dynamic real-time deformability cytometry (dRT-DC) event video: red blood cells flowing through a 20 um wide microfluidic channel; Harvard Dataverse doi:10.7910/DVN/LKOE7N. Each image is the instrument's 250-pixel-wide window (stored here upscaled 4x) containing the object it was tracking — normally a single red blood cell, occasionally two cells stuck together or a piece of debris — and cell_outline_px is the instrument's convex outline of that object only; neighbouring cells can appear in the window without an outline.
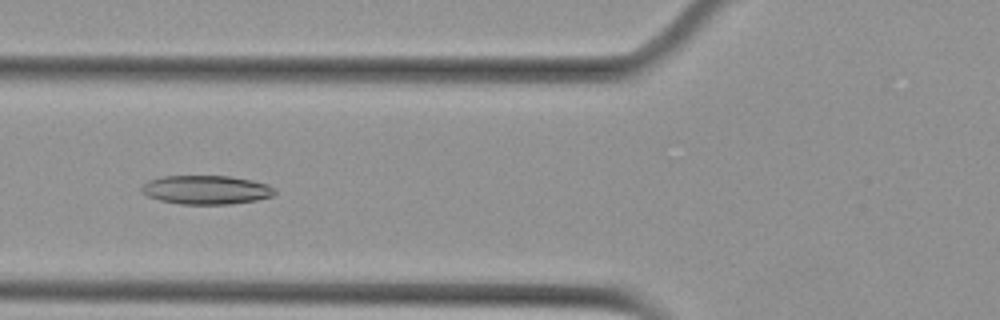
{"species": "Egyptian fruit bat (a non-hibernating species)", "species_latin": "Rousettus aegyptiacus", "temperature_condition": "cold", "stored_images_in_passage": 56, "camera_frame_rate_fps": 3000, "um_per_image_px": 0.085, "animal": {"sex": "female"}, "frame": {"image": 1, "passage_image": 21, "time_ms": 6.667, "image_size_px": [1000, 320], "cell_outline_px": [[276, 192], [272, 196], [256, 200], [232, 204], [180, 204], [160, 200], [148, 196], [140, 188], [148, 180], [164, 176], [228, 176], [252, 180], [268, 184], [276, 188]], "centroid_in_image_um": [17.56, 16.13], "position_along_channel_um": 108.2, "area_um2": 22.37}}
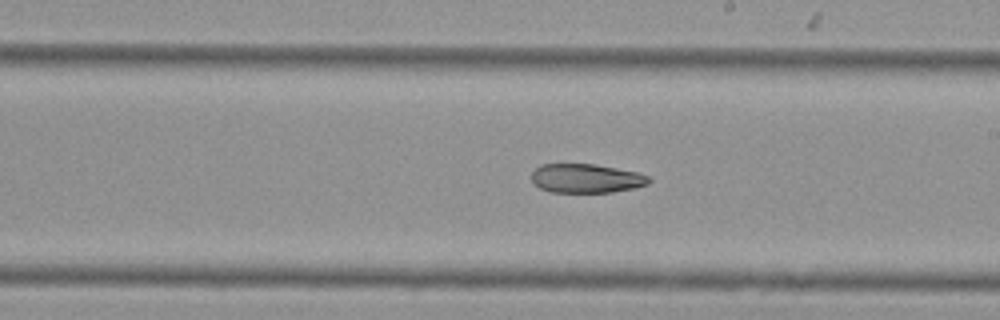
{"frame": {"image": 2, "passage_image": 32, "time_ms": 10.333, "image_size_px": [1000, 320], "cell_outline_px": [[652, 180], [648, 184], [636, 188], [612, 192], [548, 192], [532, 184], [532, 172], [540, 164], [596, 164], [636, 172], [648, 176]], "centroid_in_image_um": [49.81, 15.17], "position_along_channel_um": 239.2, "area_um2": 20.0}}
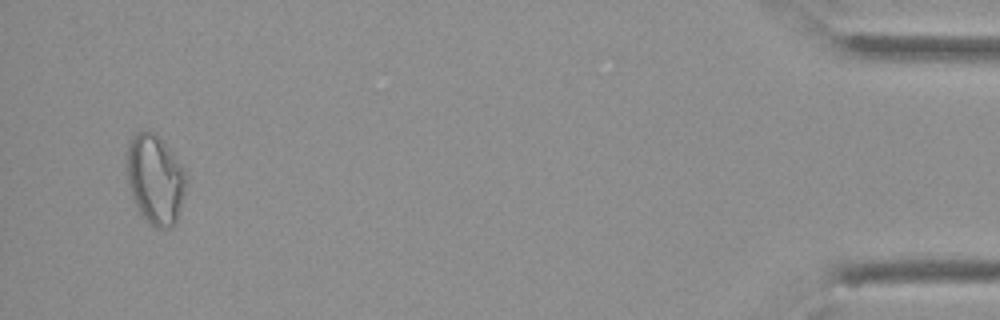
{"frame": {"image": 3, "passage_image": 54, "time_ms": 17.667, "image_size_px": [1000, 320], "cell_outline_px": [[188, 184], [176, 220], [168, 228], [156, 228], [140, 212], [132, 196], [128, 184], [124, 160], [128, 140], [136, 132], [152, 132], [160, 136], [188, 172]], "centroid_in_image_um": [13.19, 15.17], "position_along_channel_um": 422.0, "area_um2": 31.56}}